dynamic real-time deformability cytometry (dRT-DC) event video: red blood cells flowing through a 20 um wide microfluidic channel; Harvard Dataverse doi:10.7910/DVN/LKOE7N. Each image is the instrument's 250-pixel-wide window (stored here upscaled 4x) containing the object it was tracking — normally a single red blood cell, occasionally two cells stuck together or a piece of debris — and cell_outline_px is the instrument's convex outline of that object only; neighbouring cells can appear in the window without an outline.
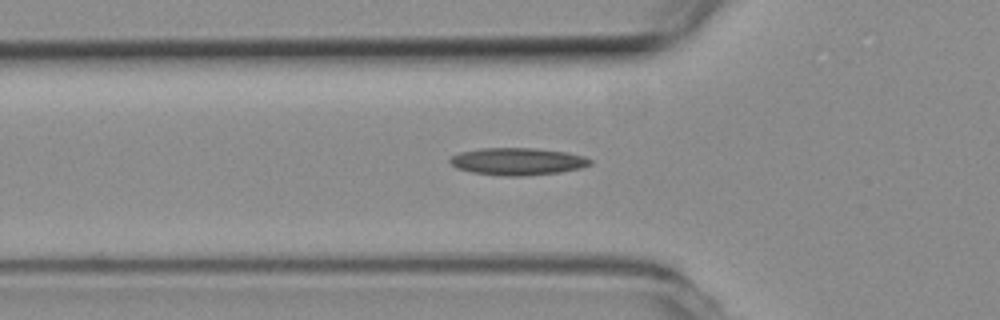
{"species": "common noctule bat (a hibernating species)", "species_latin": "Nyctalus noctula", "temperature_condition": "room temperature", "stored_images_in_passage": 46, "camera_frame_rate_fps": 3000, "um_per_image_px": 0.085, "animal": {"sex": "female", "body_mass_g": 19.3, "forearm_length_mm": 54.1}, "frame": {"image": 1, "passage_image": 17, "time_ms": 5.333, "image_size_px": [1000, 320], "cell_outline_px": [[592, 164], [580, 168], [560, 172], [524, 176], [504, 176], [472, 172], [456, 168], [448, 160], [452, 156], [460, 152], [480, 148], [532, 148], [568, 152], [584, 156], [592, 160]], "centroid_in_image_um": [44.0, 13.72], "position_along_channel_um": 81.8, "area_um2": 22.31}}
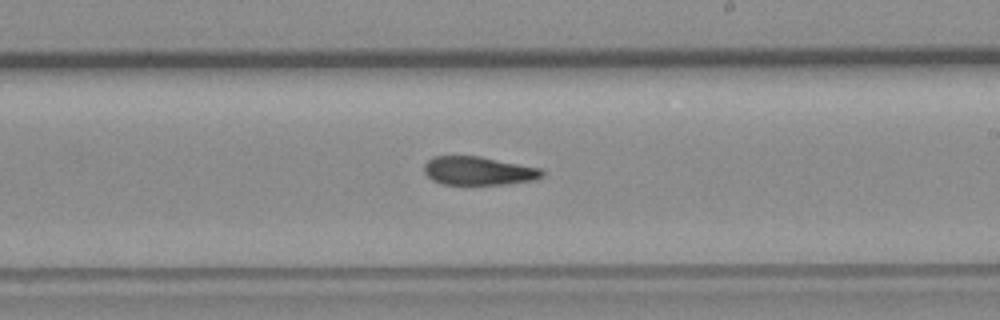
{"frame": {"image": 2, "passage_image": 30, "time_ms": 9.667, "image_size_px": [1000, 320], "cell_outline_px": [[544, 176], [536, 180], [504, 184], [440, 184], [432, 180], [424, 172], [424, 164], [432, 156], [480, 156], [540, 168], [544, 172]], "centroid_in_image_um": [40.66, 14.52], "position_along_channel_um": 248.3, "area_um2": 19.65}}
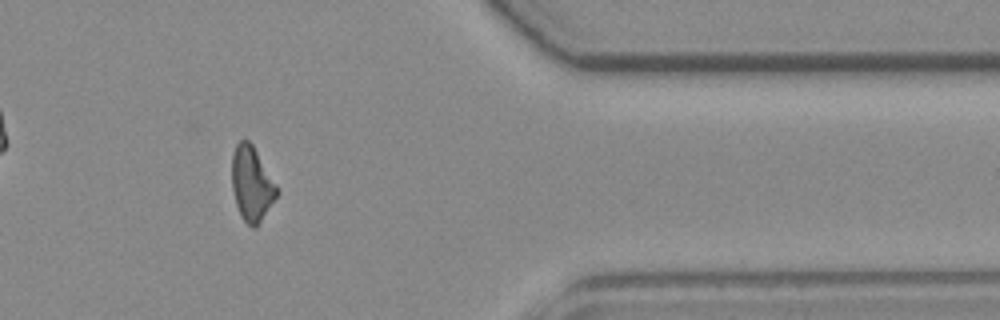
{"frame": {"image": 3, "passage_image": 43, "time_ms": 14.0, "image_size_px": [1000, 320], "cell_outline_px": [[280, 192], [256, 228], [252, 228], [240, 216], [236, 204], [232, 188], [232, 156], [236, 144], [240, 140], [248, 140], [252, 144], [276, 184]], "centroid_in_image_um": [21.4, 15.64], "position_along_channel_um": 390.0, "area_um2": 19.48}}